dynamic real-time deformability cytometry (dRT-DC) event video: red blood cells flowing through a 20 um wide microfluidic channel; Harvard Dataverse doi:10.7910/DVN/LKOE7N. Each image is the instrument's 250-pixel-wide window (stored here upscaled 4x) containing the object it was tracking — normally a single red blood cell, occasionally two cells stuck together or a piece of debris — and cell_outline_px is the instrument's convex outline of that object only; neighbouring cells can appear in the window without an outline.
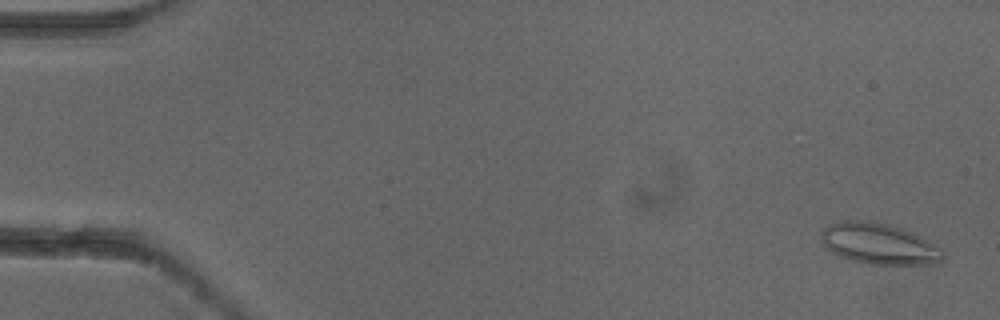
{"species": "common noctule bat (a hibernating species)", "species_latin": "Nyctalus noctula", "temperature_condition": "cold", "stored_images_in_passage": 5, "camera_frame_rate_fps": 3000, "um_per_image_px": 0.085, "animal": {"sex": "female"}, "frame": {"image": 1, "passage_image": 1, "time_ms": 0.0, "image_size_px": [1000, 320], "cell_outline_px": [[944, 260], [928, 264], [868, 264], [852, 260], [840, 256], [832, 252], [824, 244], [820, 236], [820, 232], [824, 228], [840, 220], [868, 220], [888, 224], [904, 228], [944, 248]], "centroid_in_image_um": [74.75, 20.71], "position_along_channel_um": 10.2, "area_um2": 29.3}}